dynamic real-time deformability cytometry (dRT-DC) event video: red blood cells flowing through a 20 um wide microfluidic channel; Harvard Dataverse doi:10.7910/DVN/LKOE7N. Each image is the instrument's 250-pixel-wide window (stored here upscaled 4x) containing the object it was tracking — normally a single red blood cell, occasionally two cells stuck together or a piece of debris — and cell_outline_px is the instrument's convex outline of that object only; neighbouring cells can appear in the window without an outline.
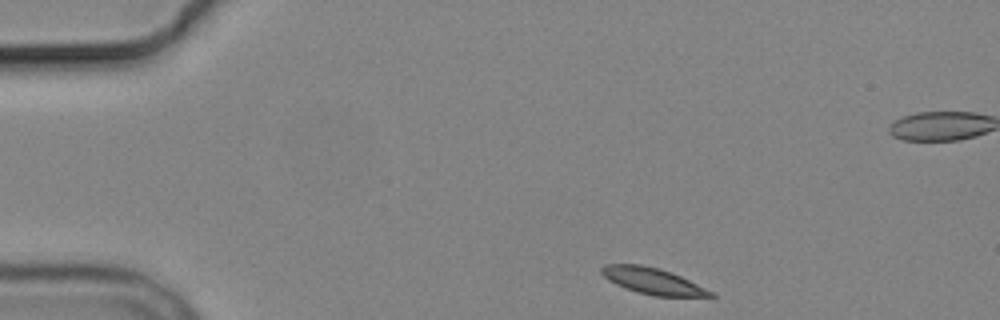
{"species": "common noctule bat (a hibernating species)", "species_latin": "Nyctalus noctula", "temperature_condition": "cold", "stored_images_in_passage": 4, "camera_frame_rate_fps": 3000, "um_per_image_px": 0.085, "animal": {"sex": "male", "body_mass_g": 19.2, "forearm_length_mm": 51.8}, "frame": {"image": 1, "passage_image": 1, "time_ms": 0.0, "image_size_px": [1000, 320], "cell_outline_px": [[716, 296], [652, 296], [636, 292], [616, 284], [608, 280], [600, 272], [600, 268], [604, 264], [640, 264], [660, 268], [672, 272], [712, 292]], "centroid_in_image_um": [55.41, 23.87], "position_along_channel_um": 29.6, "area_um2": 16.53}}